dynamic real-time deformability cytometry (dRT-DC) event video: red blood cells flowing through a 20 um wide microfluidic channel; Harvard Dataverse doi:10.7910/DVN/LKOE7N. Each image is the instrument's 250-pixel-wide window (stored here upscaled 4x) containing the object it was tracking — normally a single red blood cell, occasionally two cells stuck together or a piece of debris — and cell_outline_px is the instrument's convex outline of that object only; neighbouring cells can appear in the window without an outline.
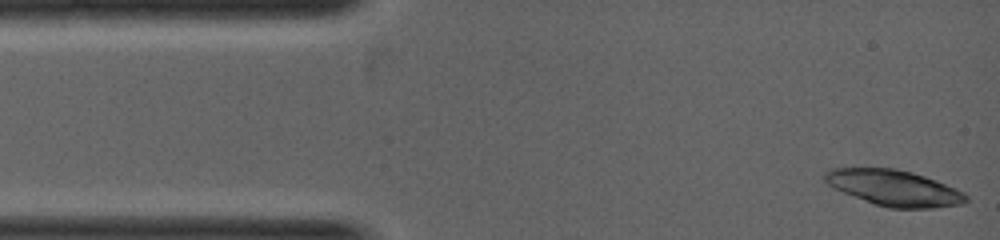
{"species": "common noctule bat (a hibernating species)", "species_latin": "Nyctalus noctula", "temperature_condition": "warm", "stored_images_in_passage": 5, "camera_frame_rate_fps": 5000, "um_per_image_px": 0.085, "animal": {"sex": "female", "body_mass_g": 19.0, "forearm_length_mm": 53.3}, "frame": {"image": 1, "passage_image": 1, "time_ms": 0.0, "image_size_px": [1000, 240], "cell_outline_px": [[968, 200], [964, 204], [932, 208], [888, 208], [876, 204], [832, 188], [820, 176], [824, 172], [832, 168], [896, 168], [912, 172], [936, 180], [956, 188], [964, 192], [968, 196]], "centroid_in_image_um": [75.99, 15.97], "position_along_channel_um": 9.0, "area_um2": 29.65}}